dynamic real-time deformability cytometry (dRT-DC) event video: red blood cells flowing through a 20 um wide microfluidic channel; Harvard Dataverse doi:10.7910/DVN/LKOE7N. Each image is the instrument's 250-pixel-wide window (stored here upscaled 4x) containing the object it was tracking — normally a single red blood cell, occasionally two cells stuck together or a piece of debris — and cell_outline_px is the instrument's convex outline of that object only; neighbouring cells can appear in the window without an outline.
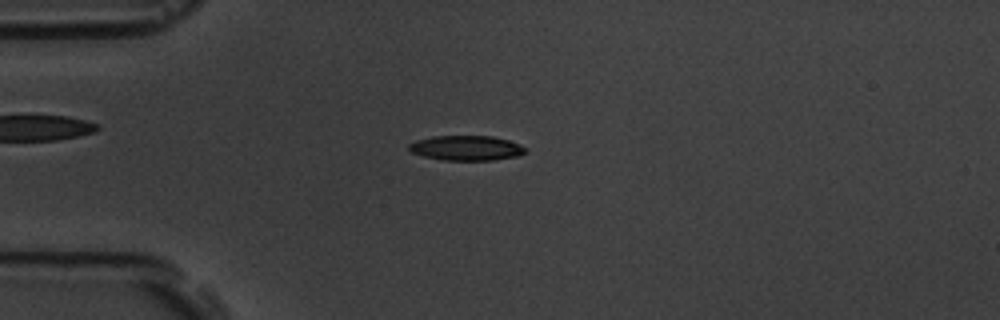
{"species": "common noctule bat (a hibernating species)", "species_latin": "Nyctalus noctula", "temperature_condition": "room temperature", "stored_images_in_passage": 12, "camera_frame_rate_fps": 3000, "um_per_image_px": 0.085, "animal": {"sex": "male", "body_mass_g": 19.5, "forearm_length_mm": 54.6}, "frame": {"image": 1, "passage_image": 3, "time_ms": 3.0, "image_size_px": [1000, 320], "cell_outline_px": [[528, 152], [520, 156], [492, 160], [444, 160], [424, 156], [412, 152], [408, 148], [408, 144], [416, 140], [432, 136], [492, 136], [508, 140], [520, 144], [528, 148]], "centroid_in_image_um": [39.69, 12.58], "position_along_channel_um": 45.3, "area_um2": 17.05}}
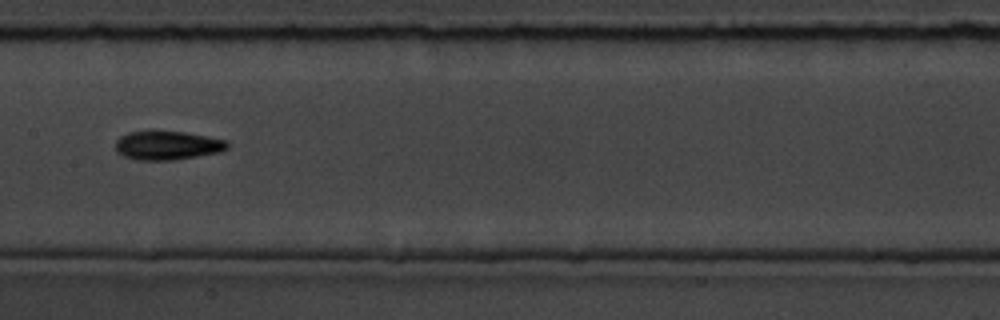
{"frame": {"image": 2, "passage_image": 7, "time_ms": 7.667, "image_size_px": [1000, 320], "cell_outline_px": [[228, 148], [220, 152], [172, 160], [136, 160], [124, 156], [116, 152], [116, 140], [120, 136], [128, 132], [184, 132], [208, 136], [228, 140]], "centroid_in_image_um": [14.24, 12.37], "position_along_channel_um": 193.2, "area_um2": 18.67}}
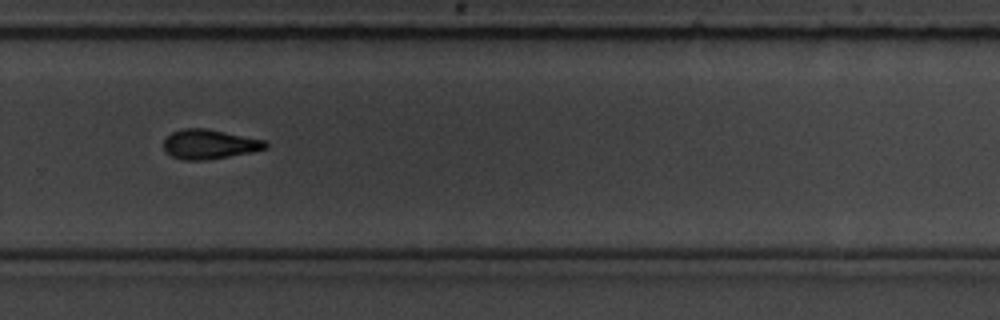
{"frame": {"image": 3, "passage_image": 10, "time_ms": 11.0, "image_size_px": [1000, 320], "cell_outline_px": [[268, 148], [252, 152], [204, 160], [184, 160], [172, 156], [164, 148], [164, 140], [172, 132], [184, 128], [208, 128], [264, 140], [268, 144]], "centroid_in_image_um": [17.81, 12.25], "position_along_channel_um": 312.0, "area_um2": 17.4}, "authors_computed_cell_mechanics": {"area_um2": 17.4845, "velocity_mm_per_s": 3.5825, "shape_relaxation_time_tau1_ms": 5.9505, "shape_relaxation_time_tau2_ms": null, "deformation_change_tau1": 0.1939, "deformation_change_tau2": null}}